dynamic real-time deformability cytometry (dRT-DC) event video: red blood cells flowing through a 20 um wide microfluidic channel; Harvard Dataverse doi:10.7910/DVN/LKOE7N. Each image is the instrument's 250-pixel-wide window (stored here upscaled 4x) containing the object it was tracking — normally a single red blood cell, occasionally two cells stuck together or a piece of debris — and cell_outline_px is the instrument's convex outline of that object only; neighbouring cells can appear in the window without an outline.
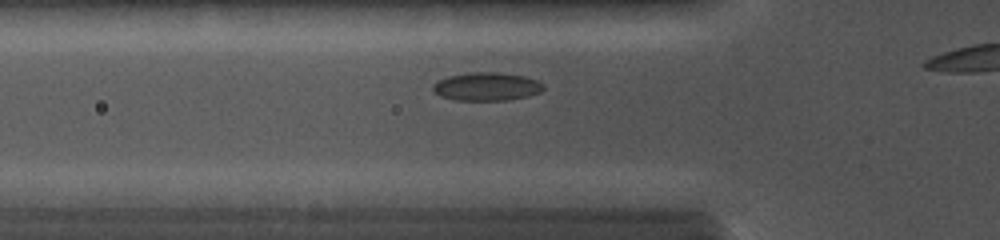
{"species": "common noctule bat (a hibernating species)", "species_latin": "Nyctalus noctula", "temperature_condition": "cold", "stored_images_in_passage": 5, "camera_frame_rate_fps": 5000, "um_per_image_px": 0.085, "animal": {"sex": "female", "body_mass_g": 19.0, "forearm_length_mm": 56.7}, "frame": {"image": 1, "passage_image": 2, "time_ms": 0.6, "image_size_px": [1000, 240], "cell_outline_px": [[544, 88], [540, 92], [528, 96], [508, 100], [452, 100], [440, 96], [432, 88], [432, 84], [448, 76], [468, 72], [500, 72], [524, 76], [536, 80], [544, 84]], "centroid_in_image_um": [41.37, 7.35], "position_along_channel_um": 84.4, "area_um2": 18.26}}
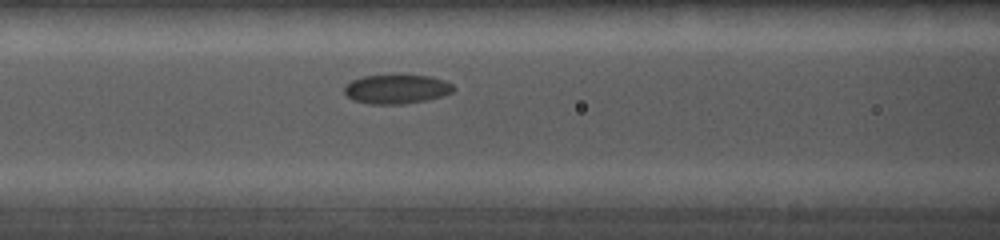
{"frame": {"image": 2, "passage_image": 4, "time_ms": 1.8, "image_size_px": [1000, 240], "cell_outline_px": [[456, 88], [452, 92], [428, 100], [404, 104], [368, 104], [352, 100], [344, 92], [344, 84], [352, 80], [364, 76], [432, 76], [444, 80], [452, 84]], "centroid_in_image_um": [33.69, 7.59], "position_along_channel_um": 132.9, "area_um2": 18.5}}